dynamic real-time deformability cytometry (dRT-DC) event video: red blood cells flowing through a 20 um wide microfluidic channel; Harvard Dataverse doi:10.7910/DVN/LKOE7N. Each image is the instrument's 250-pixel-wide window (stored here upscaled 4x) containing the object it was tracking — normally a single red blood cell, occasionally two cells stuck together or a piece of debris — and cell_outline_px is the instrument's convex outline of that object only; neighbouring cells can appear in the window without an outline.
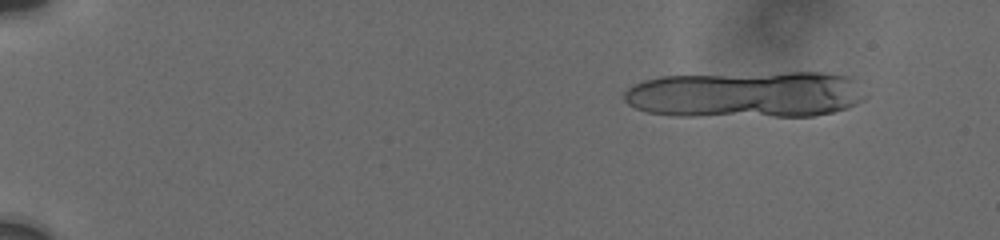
{"species": "human", "species_latin": "Homo sapiens", "temperature_condition": "cold", "stored_images_in_passage": 18, "camera_frame_rate_fps": 3000, "um_per_image_px": 0.085, "donor": {"sex": "male"}, "frame": {"image": 1, "passage_image": 4, "time_ms": 1.333, "image_size_px": [1000, 240], "cell_outline_px": [[868, 96], [864, 100], [848, 108], [832, 112], [812, 116], [672, 116], [644, 112], [628, 104], [624, 100], [624, 92], [632, 84], [644, 80], [660, 76], [784, 72], [824, 72], [852, 76]], "centroid_in_image_um": [63.42, 8.03], "position_along_channel_um": 21.6, "area_um2": 66.64}}